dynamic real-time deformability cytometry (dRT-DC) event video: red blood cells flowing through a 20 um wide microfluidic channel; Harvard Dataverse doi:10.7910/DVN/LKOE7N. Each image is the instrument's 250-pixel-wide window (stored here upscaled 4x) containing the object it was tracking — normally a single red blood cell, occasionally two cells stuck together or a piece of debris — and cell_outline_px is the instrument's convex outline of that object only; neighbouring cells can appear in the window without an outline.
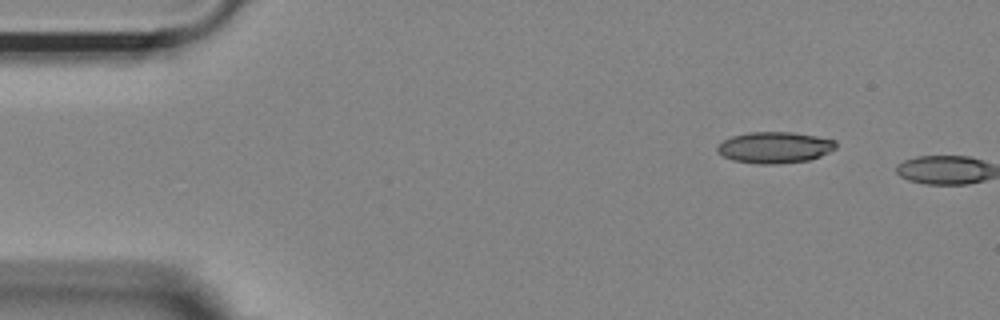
{"species": "Egyptian fruit bat (a non-hibernating species)", "species_latin": "Rousettus aegyptiacus", "temperature_condition": "room temperature", "stored_images_in_passage": 2, "camera_frame_rate_fps": 3000, "um_per_image_px": 0.085, "animal": {"sex": "female"}, "frame": {"image": 1, "passage_image": 1, "time_ms": 0.0, "image_size_px": [1000, 320], "cell_outline_px": [[836, 148], [820, 156], [808, 160], [776, 164], [760, 164], [732, 160], [716, 152], [716, 148], [724, 140], [732, 136], [748, 132], [792, 132], [816, 136], [836, 140]], "centroid_in_image_um": [65.84, 12.53], "position_along_channel_um": 19.2, "area_um2": 21.56}}